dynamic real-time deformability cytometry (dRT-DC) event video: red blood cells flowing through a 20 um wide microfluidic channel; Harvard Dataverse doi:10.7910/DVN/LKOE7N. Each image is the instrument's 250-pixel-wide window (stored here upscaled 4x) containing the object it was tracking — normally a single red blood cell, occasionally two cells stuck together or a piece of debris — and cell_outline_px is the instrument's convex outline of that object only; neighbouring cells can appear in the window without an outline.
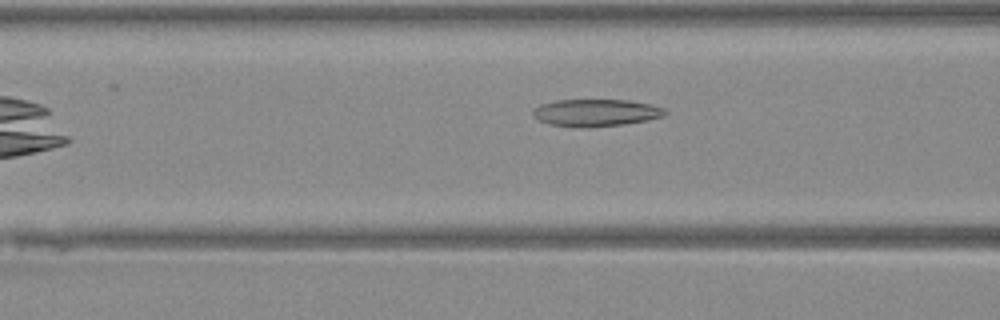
{"species": "Egyptian fruit bat (a non-hibernating species)", "species_latin": "Rousettus aegyptiacus", "temperature_condition": "warm", "stored_images_in_passage": 10, "camera_frame_rate_fps": 3000, "um_per_image_px": 0.085, "animal": {"sex": "female"}, "frame": {"image": 1, "passage_image": 5, "time_ms": 1.333, "image_size_px": [1000, 320], "cell_outline_px": [[668, 112], [664, 116], [648, 120], [624, 124], [592, 128], [584, 128], [548, 124], [532, 116], [532, 108], [540, 104], [556, 100], [628, 100], [648, 104], [664, 108]], "centroid_in_image_um": [50.62, 9.59], "position_along_channel_um": 116.0, "area_um2": 21.15}}